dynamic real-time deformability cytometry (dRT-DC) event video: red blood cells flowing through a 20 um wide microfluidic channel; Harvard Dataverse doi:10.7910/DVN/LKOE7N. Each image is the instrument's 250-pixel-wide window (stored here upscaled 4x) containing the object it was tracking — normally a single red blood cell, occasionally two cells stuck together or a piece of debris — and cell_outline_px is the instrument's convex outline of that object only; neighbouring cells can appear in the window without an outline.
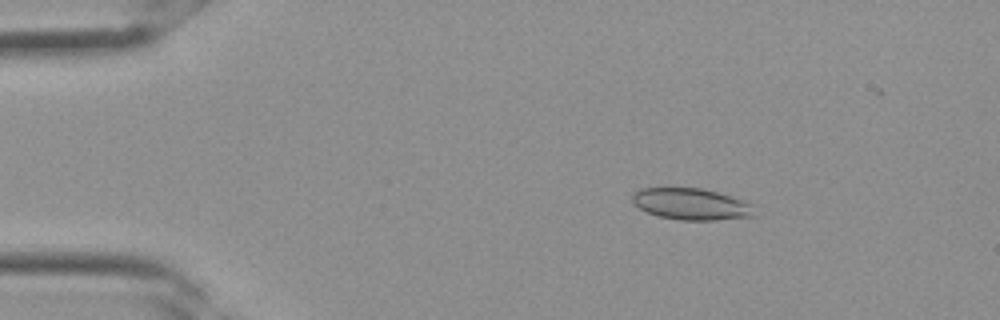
{"species": "Egyptian fruit bat (a non-hibernating species)", "species_latin": "Rousettus aegyptiacus", "temperature_condition": "room temperature", "stored_images_in_passage": 34, "camera_frame_rate_fps": 3000, "um_per_image_px": 0.085, "frame": {"image": 1, "passage_image": 5, "time_ms": 1.333, "image_size_px": [1000, 320], "cell_outline_px": [[756, 216], [716, 220], [680, 220], [660, 216], [648, 212], [640, 208], [632, 200], [632, 192], [640, 188], [704, 188], [744, 200], [756, 204]], "centroid_in_image_um": [58.84, 17.34], "position_along_channel_um": 26.2, "area_um2": 22.72}}
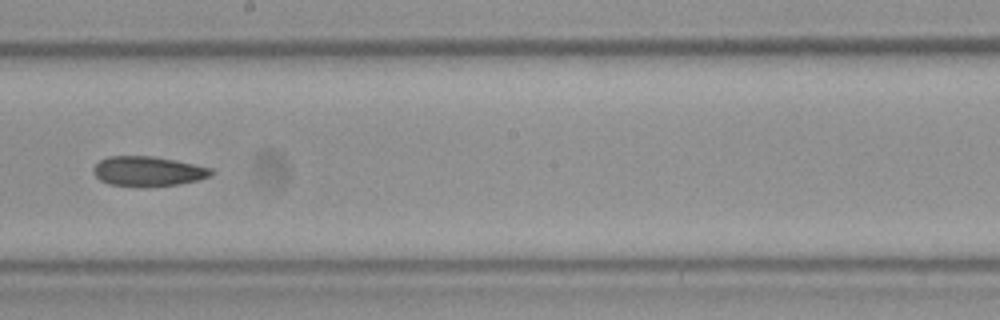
{"frame": {"image": 2, "passage_image": 19, "time_ms": 6.0, "image_size_px": [1000, 320], "cell_outline_px": [[216, 172], [212, 176], [200, 180], [180, 184], [108, 184], [100, 180], [92, 172], [92, 168], [100, 160], [108, 156], [152, 156], [176, 160], [212, 168]], "centroid_in_image_um": [12.63, 14.52], "position_along_channel_um": 235.6, "area_um2": 20.0}}
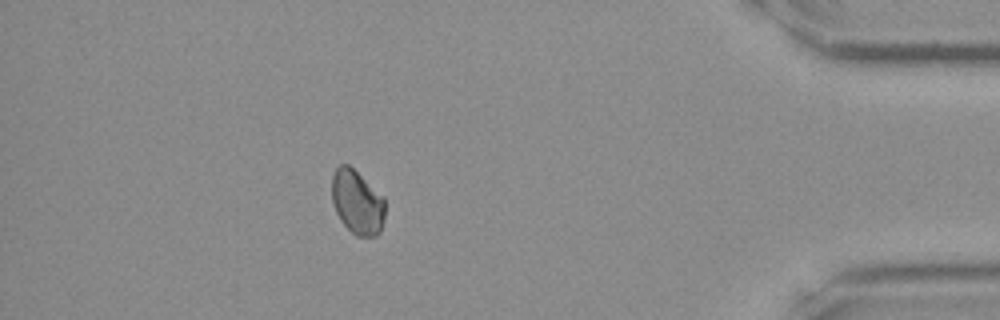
{"frame": {"image": 3, "passage_image": 30, "time_ms": 9.667, "image_size_px": [1000, 320], "cell_outline_px": [[384, 220], [380, 232], [376, 236], [356, 236], [340, 220], [332, 204], [332, 176], [336, 168], [340, 164], [348, 164], [384, 196]], "centroid_in_image_um": [30.36, 17.18], "position_along_channel_um": 404.8, "area_um2": 19.94}}